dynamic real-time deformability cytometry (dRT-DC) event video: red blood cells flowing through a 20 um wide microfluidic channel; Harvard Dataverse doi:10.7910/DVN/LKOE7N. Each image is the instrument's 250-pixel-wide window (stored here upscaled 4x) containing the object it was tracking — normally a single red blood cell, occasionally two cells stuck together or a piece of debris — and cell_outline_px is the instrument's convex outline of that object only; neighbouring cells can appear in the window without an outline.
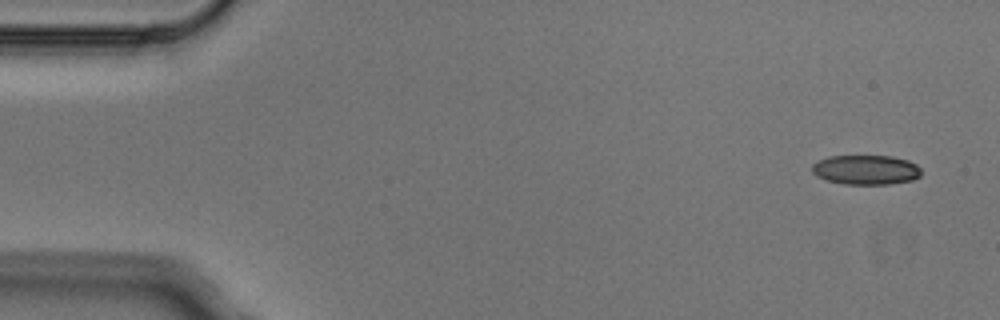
{"species": "Egyptian fruit bat (a non-hibernating species)", "species_latin": "Rousettus aegyptiacus", "temperature_condition": "cold", "stored_images_in_passage": 6, "camera_frame_rate_fps": 3000, "um_per_image_px": 0.085, "animal": {"sex": "male"}, "frame": {"image": 1, "passage_image": 1, "time_ms": 0.0, "image_size_px": [1000, 320], "cell_outline_px": [[920, 176], [912, 180], [888, 184], [844, 184], [828, 180], [816, 176], [812, 172], [812, 164], [816, 160], [828, 156], [892, 156], [908, 160], [916, 164], [920, 168]], "centroid_in_image_um": [73.58, 14.42], "position_along_channel_um": 11.4, "area_um2": 18.9}}
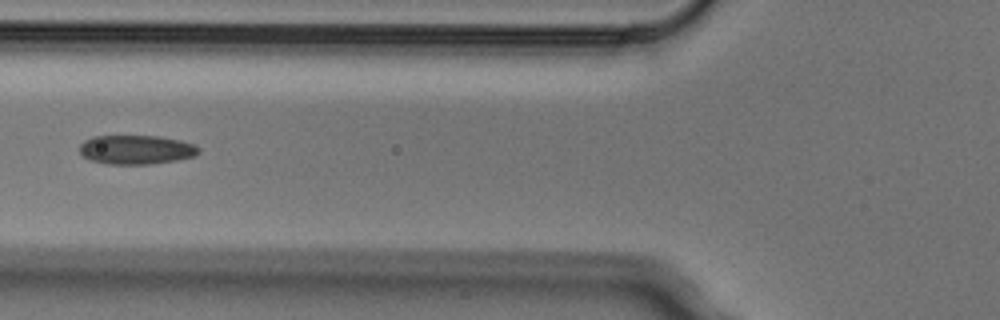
{"frame": {"image": 2, "passage_image": 5, "time_ms": 1.333, "image_size_px": [1000, 320], "cell_outline_px": [[200, 152], [196, 156], [176, 160], [148, 164], [108, 164], [88, 160], [80, 152], [80, 144], [84, 140], [92, 136], [160, 136], [180, 140], [196, 144], [200, 148]], "centroid_in_image_um": [11.59, 12.72], "position_along_channel_um": 114.2, "area_um2": 20.4}}
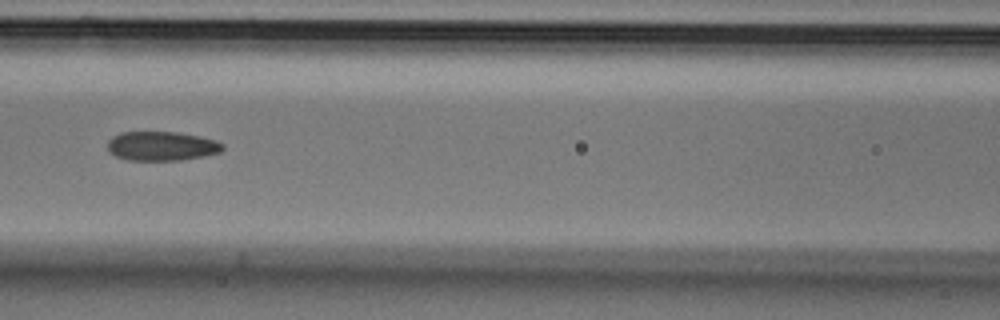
{"frame": {"image": 3, "passage_image": 6, "time_ms": 1.667, "image_size_px": [1000, 320], "cell_outline_px": [[224, 148], [220, 152], [204, 156], [180, 160], [128, 160], [116, 156], [108, 152], [108, 140], [112, 136], [120, 132], [176, 132], [200, 136], [216, 140], [224, 144]], "centroid_in_image_um": [13.74, 12.41], "position_along_channel_um": 152.9, "area_um2": 19.71}}